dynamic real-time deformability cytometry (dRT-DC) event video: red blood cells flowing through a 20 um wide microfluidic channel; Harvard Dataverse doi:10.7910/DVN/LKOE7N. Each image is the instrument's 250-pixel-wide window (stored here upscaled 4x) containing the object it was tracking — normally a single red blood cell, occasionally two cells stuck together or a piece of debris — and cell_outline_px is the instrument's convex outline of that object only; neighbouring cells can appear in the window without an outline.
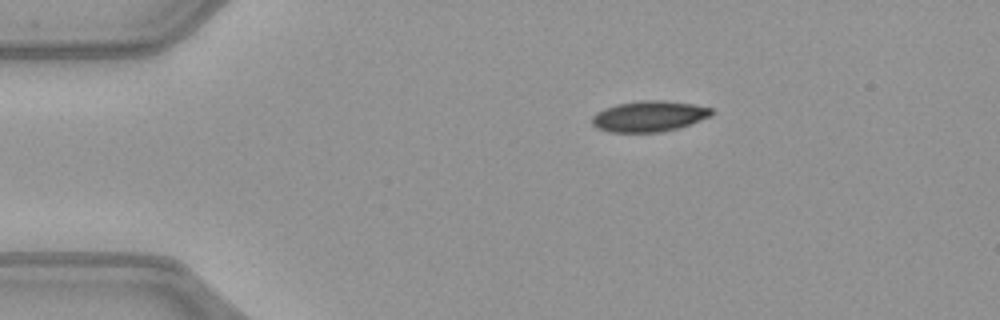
{"species": "common noctule bat (a hibernating species)", "species_latin": "Nyctalus noctula", "temperature_condition": "warm", "stored_images_in_passage": 42, "camera_frame_rate_fps": 3000, "um_per_image_px": 0.085, "animal": {"sex": "female", "body_mass_g": 21.9}, "frame": {"image": 1, "passage_image": 1, "time_ms": 0.0, "image_size_px": [1000, 320], "cell_outline_px": [[712, 116], [676, 128], [660, 132], [608, 132], [596, 128], [592, 124], [592, 116], [596, 112], [604, 108], [616, 104], [640, 100], [660, 100], [692, 104], [712, 108]], "centroid_in_image_um": [55.12, 9.88], "position_along_channel_um": 29.9, "area_um2": 21.39}}
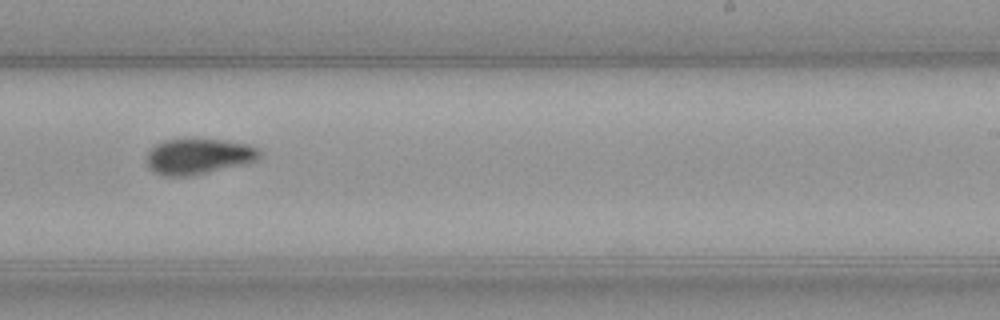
{"frame": {"image": 2, "passage_image": 23, "time_ms": 7.333, "image_size_px": [1000, 320], "cell_outline_px": [[264, 156], [256, 160], [244, 164], [192, 176], [164, 176], [152, 172], [148, 168], [144, 156], [156, 144], [164, 140], [228, 140], [248, 144], [260, 148]], "centroid_in_image_um": [16.88, 13.31], "position_along_channel_um": 272.1, "area_um2": 23.81}}
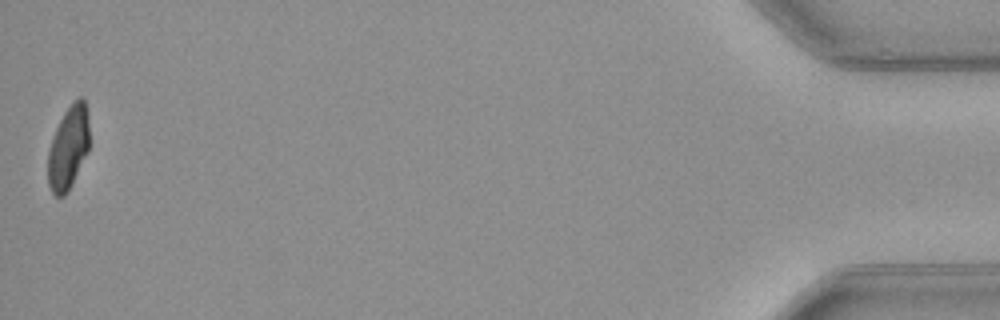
{"frame": {"image": 3, "passage_image": 42, "time_ms": 13.667, "image_size_px": [1000, 320], "cell_outline_px": [[88, 152], [68, 192], [64, 196], [56, 196], [52, 192], [48, 184], [48, 152], [56, 128], [64, 112], [80, 96], [84, 96], [88, 116]], "centroid_in_image_um": [5.81, 12.57], "position_along_channel_um": 429.4, "area_um2": 19.94}, "authors_computed_cell_mechanics": {"area_um2": 22.8021, "velocity_mm_per_s": 4.0633, "shape_relaxation_time_tau1_ms": 7.3168, "shape_relaxation_time_tau2_ms": null, "deformation_change_tau1": 0.1849, "deformation_change_tau2": null}}